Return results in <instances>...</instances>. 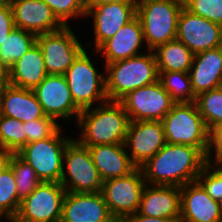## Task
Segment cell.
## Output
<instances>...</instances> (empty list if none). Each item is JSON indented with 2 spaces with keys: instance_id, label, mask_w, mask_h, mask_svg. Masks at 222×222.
<instances>
[{
  "instance_id": "cell-1",
  "label": "cell",
  "mask_w": 222,
  "mask_h": 222,
  "mask_svg": "<svg viewBox=\"0 0 222 222\" xmlns=\"http://www.w3.org/2000/svg\"><path fill=\"white\" fill-rule=\"evenodd\" d=\"M206 163L205 155L197 147L166 143L140 169L146 184L182 187L197 181Z\"/></svg>"
},
{
  "instance_id": "cell-2",
  "label": "cell",
  "mask_w": 222,
  "mask_h": 222,
  "mask_svg": "<svg viewBox=\"0 0 222 222\" xmlns=\"http://www.w3.org/2000/svg\"><path fill=\"white\" fill-rule=\"evenodd\" d=\"M76 123L81 130L76 140L90 147L125 143L130 119L119 101H107L83 109Z\"/></svg>"
},
{
  "instance_id": "cell-3",
  "label": "cell",
  "mask_w": 222,
  "mask_h": 222,
  "mask_svg": "<svg viewBox=\"0 0 222 222\" xmlns=\"http://www.w3.org/2000/svg\"><path fill=\"white\" fill-rule=\"evenodd\" d=\"M102 65L108 101H120L129 92L153 84L159 78L153 50Z\"/></svg>"
},
{
  "instance_id": "cell-4",
  "label": "cell",
  "mask_w": 222,
  "mask_h": 222,
  "mask_svg": "<svg viewBox=\"0 0 222 222\" xmlns=\"http://www.w3.org/2000/svg\"><path fill=\"white\" fill-rule=\"evenodd\" d=\"M183 0H142L137 6V17L142 24L147 50L175 40L178 16Z\"/></svg>"
},
{
  "instance_id": "cell-5",
  "label": "cell",
  "mask_w": 222,
  "mask_h": 222,
  "mask_svg": "<svg viewBox=\"0 0 222 222\" xmlns=\"http://www.w3.org/2000/svg\"><path fill=\"white\" fill-rule=\"evenodd\" d=\"M161 122L166 143L194 146L206 155L209 130L195 101L175 103Z\"/></svg>"
},
{
  "instance_id": "cell-6",
  "label": "cell",
  "mask_w": 222,
  "mask_h": 222,
  "mask_svg": "<svg viewBox=\"0 0 222 222\" xmlns=\"http://www.w3.org/2000/svg\"><path fill=\"white\" fill-rule=\"evenodd\" d=\"M93 63L84 49L64 74L73 101L81 110L96 106L95 102L100 105L108 101L105 74L97 71Z\"/></svg>"
},
{
  "instance_id": "cell-7",
  "label": "cell",
  "mask_w": 222,
  "mask_h": 222,
  "mask_svg": "<svg viewBox=\"0 0 222 222\" xmlns=\"http://www.w3.org/2000/svg\"><path fill=\"white\" fill-rule=\"evenodd\" d=\"M61 126L52 136L26 144L16 154L35 170L41 182H60L65 148L73 139Z\"/></svg>"
},
{
  "instance_id": "cell-8",
  "label": "cell",
  "mask_w": 222,
  "mask_h": 222,
  "mask_svg": "<svg viewBox=\"0 0 222 222\" xmlns=\"http://www.w3.org/2000/svg\"><path fill=\"white\" fill-rule=\"evenodd\" d=\"M60 184L66 192H99L103 181L88 147L75 138L65 148Z\"/></svg>"
},
{
  "instance_id": "cell-9",
  "label": "cell",
  "mask_w": 222,
  "mask_h": 222,
  "mask_svg": "<svg viewBox=\"0 0 222 222\" xmlns=\"http://www.w3.org/2000/svg\"><path fill=\"white\" fill-rule=\"evenodd\" d=\"M65 194L60 182H41L21 200L19 211L10 222H60Z\"/></svg>"
},
{
  "instance_id": "cell-10",
  "label": "cell",
  "mask_w": 222,
  "mask_h": 222,
  "mask_svg": "<svg viewBox=\"0 0 222 222\" xmlns=\"http://www.w3.org/2000/svg\"><path fill=\"white\" fill-rule=\"evenodd\" d=\"M78 38L71 25L54 32L37 35L36 42L41 49L47 74H65L85 49Z\"/></svg>"
},
{
  "instance_id": "cell-11",
  "label": "cell",
  "mask_w": 222,
  "mask_h": 222,
  "mask_svg": "<svg viewBox=\"0 0 222 222\" xmlns=\"http://www.w3.org/2000/svg\"><path fill=\"white\" fill-rule=\"evenodd\" d=\"M145 179L140 167L130 174L103 182L101 193L110 214L119 220L138 211Z\"/></svg>"
},
{
  "instance_id": "cell-12",
  "label": "cell",
  "mask_w": 222,
  "mask_h": 222,
  "mask_svg": "<svg viewBox=\"0 0 222 222\" xmlns=\"http://www.w3.org/2000/svg\"><path fill=\"white\" fill-rule=\"evenodd\" d=\"M119 102L130 121H162L176 103L159 80L129 92Z\"/></svg>"
},
{
  "instance_id": "cell-13",
  "label": "cell",
  "mask_w": 222,
  "mask_h": 222,
  "mask_svg": "<svg viewBox=\"0 0 222 222\" xmlns=\"http://www.w3.org/2000/svg\"><path fill=\"white\" fill-rule=\"evenodd\" d=\"M33 92L46 116L57 122L75 117L77 122L82 110L74 103L64 75L48 74Z\"/></svg>"
},
{
  "instance_id": "cell-14",
  "label": "cell",
  "mask_w": 222,
  "mask_h": 222,
  "mask_svg": "<svg viewBox=\"0 0 222 222\" xmlns=\"http://www.w3.org/2000/svg\"><path fill=\"white\" fill-rule=\"evenodd\" d=\"M176 39L193 54L222 46V25L191 13L185 7L178 16Z\"/></svg>"
},
{
  "instance_id": "cell-15",
  "label": "cell",
  "mask_w": 222,
  "mask_h": 222,
  "mask_svg": "<svg viewBox=\"0 0 222 222\" xmlns=\"http://www.w3.org/2000/svg\"><path fill=\"white\" fill-rule=\"evenodd\" d=\"M166 144L161 121H130L125 140L131 161L140 167ZM130 147V148H129Z\"/></svg>"
},
{
  "instance_id": "cell-16",
  "label": "cell",
  "mask_w": 222,
  "mask_h": 222,
  "mask_svg": "<svg viewBox=\"0 0 222 222\" xmlns=\"http://www.w3.org/2000/svg\"><path fill=\"white\" fill-rule=\"evenodd\" d=\"M93 19L94 50L113 37L124 25L137 16V8L131 4L115 2L93 5L86 17Z\"/></svg>"
},
{
  "instance_id": "cell-17",
  "label": "cell",
  "mask_w": 222,
  "mask_h": 222,
  "mask_svg": "<svg viewBox=\"0 0 222 222\" xmlns=\"http://www.w3.org/2000/svg\"><path fill=\"white\" fill-rule=\"evenodd\" d=\"M104 197L99 192H66L60 222H113Z\"/></svg>"
},
{
  "instance_id": "cell-18",
  "label": "cell",
  "mask_w": 222,
  "mask_h": 222,
  "mask_svg": "<svg viewBox=\"0 0 222 222\" xmlns=\"http://www.w3.org/2000/svg\"><path fill=\"white\" fill-rule=\"evenodd\" d=\"M15 28L40 35L60 30L64 25L43 0H11Z\"/></svg>"
},
{
  "instance_id": "cell-19",
  "label": "cell",
  "mask_w": 222,
  "mask_h": 222,
  "mask_svg": "<svg viewBox=\"0 0 222 222\" xmlns=\"http://www.w3.org/2000/svg\"><path fill=\"white\" fill-rule=\"evenodd\" d=\"M179 222H221L220 202L213 200L198 181L180 187Z\"/></svg>"
},
{
  "instance_id": "cell-20",
  "label": "cell",
  "mask_w": 222,
  "mask_h": 222,
  "mask_svg": "<svg viewBox=\"0 0 222 222\" xmlns=\"http://www.w3.org/2000/svg\"><path fill=\"white\" fill-rule=\"evenodd\" d=\"M137 212L148 217L168 218L179 222L181 217L180 187L146 184Z\"/></svg>"
},
{
  "instance_id": "cell-21",
  "label": "cell",
  "mask_w": 222,
  "mask_h": 222,
  "mask_svg": "<svg viewBox=\"0 0 222 222\" xmlns=\"http://www.w3.org/2000/svg\"><path fill=\"white\" fill-rule=\"evenodd\" d=\"M142 44H145L142 24L136 16L113 37L105 41L96 53H100V56L105 59L104 64H109L142 54L143 52L139 50L143 48Z\"/></svg>"
},
{
  "instance_id": "cell-22",
  "label": "cell",
  "mask_w": 222,
  "mask_h": 222,
  "mask_svg": "<svg viewBox=\"0 0 222 222\" xmlns=\"http://www.w3.org/2000/svg\"><path fill=\"white\" fill-rule=\"evenodd\" d=\"M189 75L195 96L222 86V46L194 54Z\"/></svg>"
},
{
  "instance_id": "cell-23",
  "label": "cell",
  "mask_w": 222,
  "mask_h": 222,
  "mask_svg": "<svg viewBox=\"0 0 222 222\" xmlns=\"http://www.w3.org/2000/svg\"><path fill=\"white\" fill-rule=\"evenodd\" d=\"M102 181L123 177L137 166L131 161L125 143L88 147Z\"/></svg>"
},
{
  "instance_id": "cell-24",
  "label": "cell",
  "mask_w": 222,
  "mask_h": 222,
  "mask_svg": "<svg viewBox=\"0 0 222 222\" xmlns=\"http://www.w3.org/2000/svg\"><path fill=\"white\" fill-rule=\"evenodd\" d=\"M0 115L23 123L46 116L33 90L10 84L0 92Z\"/></svg>"
},
{
  "instance_id": "cell-25",
  "label": "cell",
  "mask_w": 222,
  "mask_h": 222,
  "mask_svg": "<svg viewBox=\"0 0 222 222\" xmlns=\"http://www.w3.org/2000/svg\"><path fill=\"white\" fill-rule=\"evenodd\" d=\"M47 70L37 42L9 69V84L33 90L43 82Z\"/></svg>"
},
{
  "instance_id": "cell-26",
  "label": "cell",
  "mask_w": 222,
  "mask_h": 222,
  "mask_svg": "<svg viewBox=\"0 0 222 222\" xmlns=\"http://www.w3.org/2000/svg\"><path fill=\"white\" fill-rule=\"evenodd\" d=\"M158 72L181 71L189 73L194 54L179 40L161 44L154 50Z\"/></svg>"
},
{
  "instance_id": "cell-27",
  "label": "cell",
  "mask_w": 222,
  "mask_h": 222,
  "mask_svg": "<svg viewBox=\"0 0 222 222\" xmlns=\"http://www.w3.org/2000/svg\"><path fill=\"white\" fill-rule=\"evenodd\" d=\"M37 36L31 32L15 28L0 45V59L5 67H10L36 43Z\"/></svg>"
},
{
  "instance_id": "cell-28",
  "label": "cell",
  "mask_w": 222,
  "mask_h": 222,
  "mask_svg": "<svg viewBox=\"0 0 222 222\" xmlns=\"http://www.w3.org/2000/svg\"><path fill=\"white\" fill-rule=\"evenodd\" d=\"M20 204L15 175L8 165L0 173V214L5 217V221L10 222L16 217Z\"/></svg>"
},
{
  "instance_id": "cell-29",
  "label": "cell",
  "mask_w": 222,
  "mask_h": 222,
  "mask_svg": "<svg viewBox=\"0 0 222 222\" xmlns=\"http://www.w3.org/2000/svg\"><path fill=\"white\" fill-rule=\"evenodd\" d=\"M158 73V80L176 103L194 102L196 100L189 73L181 71Z\"/></svg>"
},
{
  "instance_id": "cell-30",
  "label": "cell",
  "mask_w": 222,
  "mask_h": 222,
  "mask_svg": "<svg viewBox=\"0 0 222 222\" xmlns=\"http://www.w3.org/2000/svg\"><path fill=\"white\" fill-rule=\"evenodd\" d=\"M8 165L15 175V183L19 200H23L41 183L35 170L17 154H12Z\"/></svg>"
},
{
  "instance_id": "cell-31",
  "label": "cell",
  "mask_w": 222,
  "mask_h": 222,
  "mask_svg": "<svg viewBox=\"0 0 222 222\" xmlns=\"http://www.w3.org/2000/svg\"><path fill=\"white\" fill-rule=\"evenodd\" d=\"M195 102L208 130L222 123V86L200 93Z\"/></svg>"
},
{
  "instance_id": "cell-32",
  "label": "cell",
  "mask_w": 222,
  "mask_h": 222,
  "mask_svg": "<svg viewBox=\"0 0 222 222\" xmlns=\"http://www.w3.org/2000/svg\"><path fill=\"white\" fill-rule=\"evenodd\" d=\"M23 122L9 116L0 115V148L16 154L26 145Z\"/></svg>"
},
{
  "instance_id": "cell-33",
  "label": "cell",
  "mask_w": 222,
  "mask_h": 222,
  "mask_svg": "<svg viewBox=\"0 0 222 222\" xmlns=\"http://www.w3.org/2000/svg\"><path fill=\"white\" fill-rule=\"evenodd\" d=\"M197 181L213 200L218 202L222 200V164L206 163Z\"/></svg>"
},
{
  "instance_id": "cell-34",
  "label": "cell",
  "mask_w": 222,
  "mask_h": 222,
  "mask_svg": "<svg viewBox=\"0 0 222 222\" xmlns=\"http://www.w3.org/2000/svg\"><path fill=\"white\" fill-rule=\"evenodd\" d=\"M26 144L52 136L61 125L54 118L45 116L23 123Z\"/></svg>"
},
{
  "instance_id": "cell-35",
  "label": "cell",
  "mask_w": 222,
  "mask_h": 222,
  "mask_svg": "<svg viewBox=\"0 0 222 222\" xmlns=\"http://www.w3.org/2000/svg\"><path fill=\"white\" fill-rule=\"evenodd\" d=\"M191 13L222 25V0H183Z\"/></svg>"
},
{
  "instance_id": "cell-36",
  "label": "cell",
  "mask_w": 222,
  "mask_h": 222,
  "mask_svg": "<svg viewBox=\"0 0 222 222\" xmlns=\"http://www.w3.org/2000/svg\"><path fill=\"white\" fill-rule=\"evenodd\" d=\"M52 9L57 19L64 25L70 26L68 23L71 18L86 17V12L77 4L76 0H43Z\"/></svg>"
},
{
  "instance_id": "cell-37",
  "label": "cell",
  "mask_w": 222,
  "mask_h": 222,
  "mask_svg": "<svg viewBox=\"0 0 222 222\" xmlns=\"http://www.w3.org/2000/svg\"><path fill=\"white\" fill-rule=\"evenodd\" d=\"M205 158L207 163L222 164V123L209 129L208 149Z\"/></svg>"
},
{
  "instance_id": "cell-38",
  "label": "cell",
  "mask_w": 222,
  "mask_h": 222,
  "mask_svg": "<svg viewBox=\"0 0 222 222\" xmlns=\"http://www.w3.org/2000/svg\"><path fill=\"white\" fill-rule=\"evenodd\" d=\"M15 29L11 5L0 8V45Z\"/></svg>"
},
{
  "instance_id": "cell-39",
  "label": "cell",
  "mask_w": 222,
  "mask_h": 222,
  "mask_svg": "<svg viewBox=\"0 0 222 222\" xmlns=\"http://www.w3.org/2000/svg\"><path fill=\"white\" fill-rule=\"evenodd\" d=\"M124 222H175L173 219L159 218V217H148L141 215L138 212L127 216Z\"/></svg>"
},
{
  "instance_id": "cell-40",
  "label": "cell",
  "mask_w": 222,
  "mask_h": 222,
  "mask_svg": "<svg viewBox=\"0 0 222 222\" xmlns=\"http://www.w3.org/2000/svg\"><path fill=\"white\" fill-rule=\"evenodd\" d=\"M9 84V70L0 59V92Z\"/></svg>"
},
{
  "instance_id": "cell-41",
  "label": "cell",
  "mask_w": 222,
  "mask_h": 222,
  "mask_svg": "<svg viewBox=\"0 0 222 222\" xmlns=\"http://www.w3.org/2000/svg\"><path fill=\"white\" fill-rule=\"evenodd\" d=\"M141 1L142 0H94L93 5L121 2V3L131 4L137 8V6L141 3Z\"/></svg>"
},
{
  "instance_id": "cell-42",
  "label": "cell",
  "mask_w": 222,
  "mask_h": 222,
  "mask_svg": "<svg viewBox=\"0 0 222 222\" xmlns=\"http://www.w3.org/2000/svg\"><path fill=\"white\" fill-rule=\"evenodd\" d=\"M11 155H12L11 152L6 151L3 148H0V173L3 171L5 167L8 166Z\"/></svg>"
},
{
  "instance_id": "cell-43",
  "label": "cell",
  "mask_w": 222,
  "mask_h": 222,
  "mask_svg": "<svg viewBox=\"0 0 222 222\" xmlns=\"http://www.w3.org/2000/svg\"><path fill=\"white\" fill-rule=\"evenodd\" d=\"M94 0H76L77 4L87 13L93 7Z\"/></svg>"
},
{
  "instance_id": "cell-44",
  "label": "cell",
  "mask_w": 222,
  "mask_h": 222,
  "mask_svg": "<svg viewBox=\"0 0 222 222\" xmlns=\"http://www.w3.org/2000/svg\"><path fill=\"white\" fill-rule=\"evenodd\" d=\"M11 0H0V8L10 6Z\"/></svg>"
},
{
  "instance_id": "cell-45",
  "label": "cell",
  "mask_w": 222,
  "mask_h": 222,
  "mask_svg": "<svg viewBox=\"0 0 222 222\" xmlns=\"http://www.w3.org/2000/svg\"><path fill=\"white\" fill-rule=\"evenodd\" d=\"M113 222H124L123 220L115 219Z\"/></svg>"
},
{
  "instance_id": "cell-46",
  "label": "cell",
  "mask_w": 222,
  "mask_h": 222,
  "mask_svg": "<svg viewBox=\"0 0 222 222\" xmlns=\"http://www.w3.org/2000/svg\"><path fill=\"white\" fill-rule=\"evenodd\" d=\"M3 218V219H2ZM1 219L4 221L5 217H3L1 214H0V222H3L1 221Z\"/></svg>"
},
{
  "instance_id": "cell-47",
  "label": "cell",
  "mask_w": 222,
  "mask_h": 222,
  "mask_svg": "<svg viewBox=\"0 0 222 222\" xmlns=\"http://www.w3.org/2000/svg\"><path fill=\"white\" fill-rule=\"evenodd\" d=\"M221 211H222V200L220 201Z\"/></svg>"
}]
</instances>
